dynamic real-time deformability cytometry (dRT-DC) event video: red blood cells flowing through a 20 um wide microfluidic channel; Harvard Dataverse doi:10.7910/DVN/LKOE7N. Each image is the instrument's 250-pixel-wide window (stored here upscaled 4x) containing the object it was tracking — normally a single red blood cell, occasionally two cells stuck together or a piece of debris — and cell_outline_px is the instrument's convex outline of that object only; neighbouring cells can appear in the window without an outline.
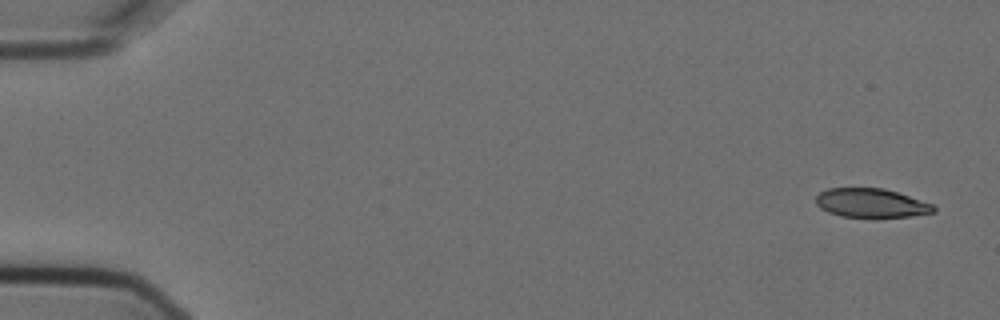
{"species": "Egyptian fruit bat (a non-hibernating species)", "species_latin": "Rousettus aegyptiacus", "temperature_condition": "cold", "stored_images_in_passage": 6, "camera_frame_rate_fps": 3000, "um_per_image_px": 0.085, "animal": {"sex": "female"}, "frame": {"image": 1, "passage_image": 1, "time_ms": 0.0, "image_size_px": [1000, 320], "cell_outline_px": [[936, 212], [912, 216], [840, 216], [828, 212], [820, 208], [816, 204], [816, 196], [820, 192], [828, 188], [884, 188], [932, 204], [936, 208]], "centroid_in_image_um": [74.02, 17.24], "position_along_channel_um": 11.0, "area_um2": 19.54}}